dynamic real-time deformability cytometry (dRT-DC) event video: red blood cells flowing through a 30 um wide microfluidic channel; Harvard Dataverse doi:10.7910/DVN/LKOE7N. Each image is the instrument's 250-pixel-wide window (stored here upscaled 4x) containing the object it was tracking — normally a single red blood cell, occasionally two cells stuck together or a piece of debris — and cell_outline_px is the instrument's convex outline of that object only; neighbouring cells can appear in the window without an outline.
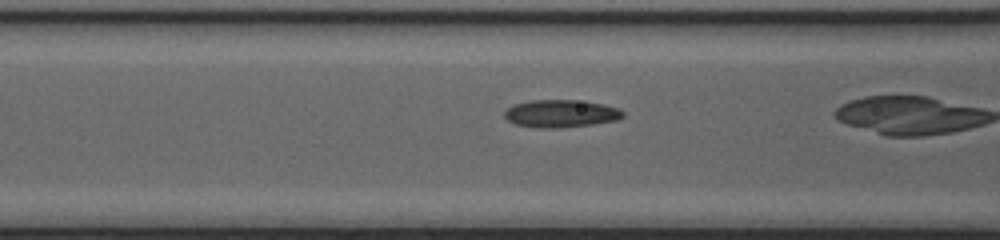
{"species": "common noctule bat (a hibernating species)", "species_latin": "Nyctalus noctula", "temperature_condition": "cold", "stored_images_in_passage": 26, "camera_frame_rate_fps": 3000, "um_per_image_px": 0.085, "animal": {"sex": "female", "body_mass_g": 20.0, "forearm_length_mm": 54.0}, "frame": {"image": 1, "passage_image": 21, "time_ms": 6.667, "image_size_px": [1000, 240], "cell_outline_px": [[624, 116], [616, 120], [592, 124], [560, 128], [540, 128], [516, 124], [508, 120], [504, 116], [504, 112], [512, 104], [528, 100], [572, 100], [604, 104], [620, 108], [624, 112]], "centroid_in_image_um": [47.66, 9.65], "position_along_channel_um": 118.9, "area_um2": 19.07}}